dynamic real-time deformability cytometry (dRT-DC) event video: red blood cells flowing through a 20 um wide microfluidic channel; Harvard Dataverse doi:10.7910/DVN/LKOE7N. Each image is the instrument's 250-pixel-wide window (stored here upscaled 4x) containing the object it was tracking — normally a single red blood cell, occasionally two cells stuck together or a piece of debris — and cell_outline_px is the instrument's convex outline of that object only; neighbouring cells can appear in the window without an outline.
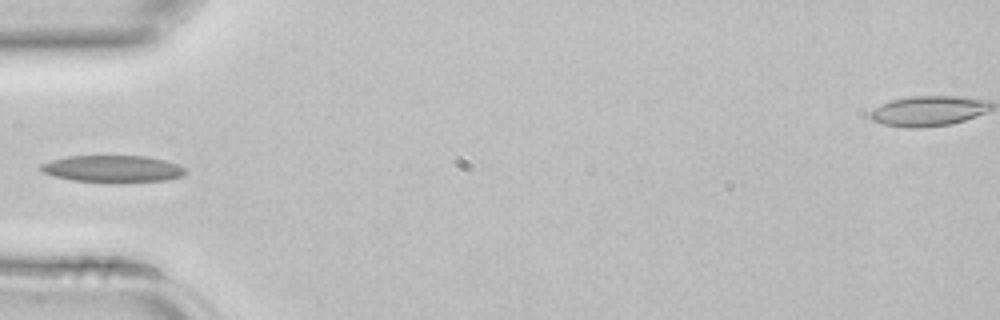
{"species": "common noctule bat (a hibernating species)", "species_latin": "Nyctalus noctula", "temperature_condition": "room temperature", "stored_images_in_passage": 4, "camera_frame_rate_fps": 3000, "um_per_image_px": 0.085, "animal": {"sex": "female", "body_mass_g": 22.7, "forearm_length_mm": 54.2}, "frame": {"image": 1, "passage_image": 4, "time_ms": 1.0, "image_size_px": [1000, 320], "cell_outline_px": [[188, 172], [184, 176], [168, 180], [116, 184], [72, 180], [52, 176], [44, 172], [40, 168], [40, 164], [52, 160], [68, 156], [148, 156], [164, 160], [188, 168]], "centroid_in_image_um": [9.65, 14.38], "position_along_channel_um": 75.4, "area_um2": 23.35}}